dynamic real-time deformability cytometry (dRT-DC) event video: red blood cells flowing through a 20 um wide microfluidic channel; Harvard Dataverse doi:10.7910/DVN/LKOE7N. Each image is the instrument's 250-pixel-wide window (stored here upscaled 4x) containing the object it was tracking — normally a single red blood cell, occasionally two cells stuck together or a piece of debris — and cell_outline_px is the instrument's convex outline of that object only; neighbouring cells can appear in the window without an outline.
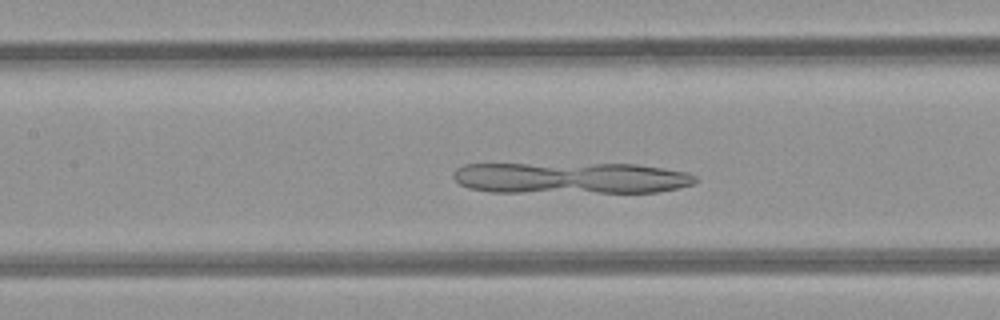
{"species": "common noctule bat (a hibernating species)", "species_latin": "Nyctalus noctula", "temperature_condition": "room temperature", "stored_images_in_passage": 46, "camera_frame_rate_fps": 3000, "um_per_image_px": 0.085, "animal": {"sex": "female", "body_mass_g": 21.9}, "frame": {"image": 1, "passage_image": 20, "time_ms": 6.333, "image_size_px": [1000, 320], "cell_outline_px": [[700, 180], [692, 184], [680, 188], [656, 192], [492, 192], [468, 188], [460, 184], [452, 176], [452, 172], [456, 168], [464, 164], [636, 164], [664, 168], [688, 172], [696, 176]], "centroid_in_image_um": [48.54, 15.13], "position_along_channel_um": 158.9, "area_um2": 44.62}}